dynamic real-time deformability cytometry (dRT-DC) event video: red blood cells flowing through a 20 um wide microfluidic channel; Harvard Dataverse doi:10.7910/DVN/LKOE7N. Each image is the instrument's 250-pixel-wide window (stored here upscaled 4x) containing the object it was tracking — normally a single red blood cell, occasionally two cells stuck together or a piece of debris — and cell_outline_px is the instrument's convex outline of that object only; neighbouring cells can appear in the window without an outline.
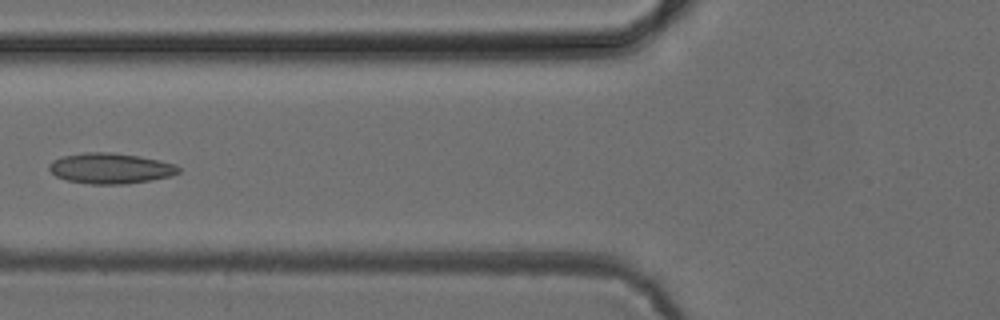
{"species": "common noctule bat (a hibernating species)", "species_latin": "Nyctalus noctula", "temperature_condition": "cold", "stored_images_in_passage": 5, "camera_frame_rate_fps": 3000, "um_per_image_px": 0.085, "animal": {"sex": "female", "body_mass_g": 24.6, "forearm_length_mm": 56.2}, "frame": {"image": 1, "passage_image": 3, "time_ms": 2.667, "image_size_px": [1000, 320], "cell_outline_px": [[180, 172], [172, 176], [152, 180], [128, 184], [88, 184], [68, 180], [56, 176], [48, 168], [48, 164], [52, 160], [60, 156], [84, 152], [112, 152], [140, 156], [160, 160], [176, 164], [180, 168]], "centroid_in_image_um": [9.4, 14.3], "position_along_channel_um": 116.4, "area_um2": 23.41}}
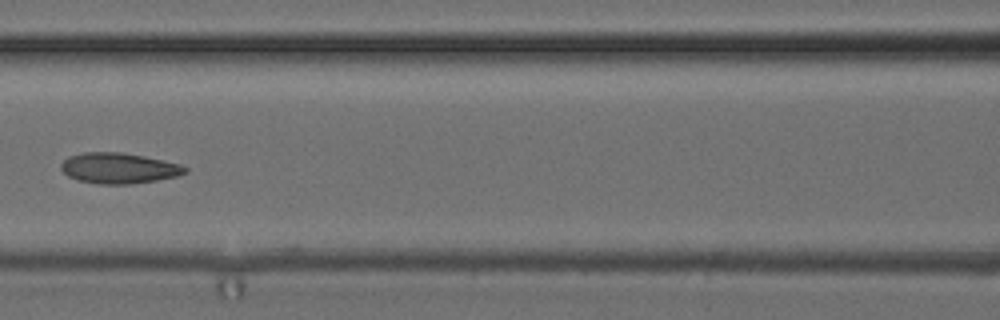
{"frame": {"image": 2, "passage_image": 4, "time_ms": 3.667, "image_size_px": [1000, 320], "cell_outline_px": [[188, 172], [176, 176], [156, 180], [128, 184], [96, 184], [80, 180], [68, 176], [60, 168], [60, 164], [68, 156], [84, 152], [120, 152], [144, 156], [180, 164], [188, 168]], "centroid_in_image_um": [10.08, 14.29], "position_along_channel_um": 156.5, "area_um2": 22.08}}